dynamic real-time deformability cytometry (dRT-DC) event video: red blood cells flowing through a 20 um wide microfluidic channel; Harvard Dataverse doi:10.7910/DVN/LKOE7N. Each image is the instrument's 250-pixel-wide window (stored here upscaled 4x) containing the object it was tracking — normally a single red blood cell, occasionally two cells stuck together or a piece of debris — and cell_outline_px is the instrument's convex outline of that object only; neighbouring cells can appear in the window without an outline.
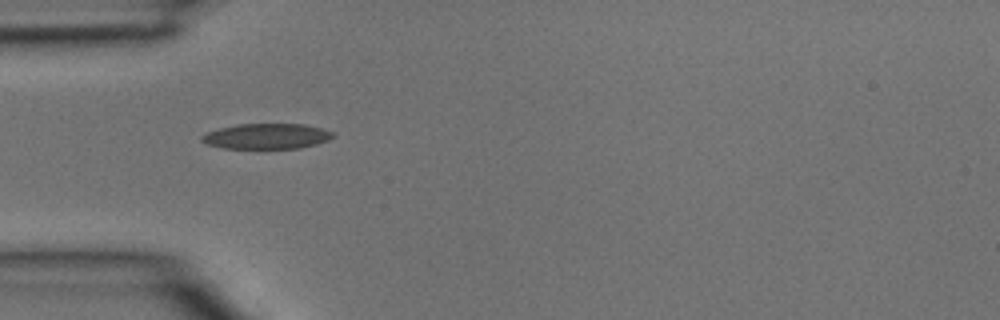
{"species": "common noctule bat (a hibernating species)", "species_latin": "Nyctalus noctula", "temperature_condition": "room temperature", "stored_images_in_passage": 2, "camera_frame_rate_fps": 3000, "um_per_image_px": 0.085, "animal": {"sex": "male", "body_mass_g": 15.6}, "frame": {"image": 1, "passage_image": 1, "time_ms": 0.0, "image_size_px": [1000, 320], "cell_outline_px": [[336, 136], [328, 140], [316, 144], [300, 148], [224, 148], [208, 144], [200, 140], [200, 136], [208, 132], [220, 128], [240, 124], [304, 124], [336, 132]], "centroid_in_image_um": [22.71, 11.58], "position_along_channel_um": 62.3, "area_um2": 19.36}}
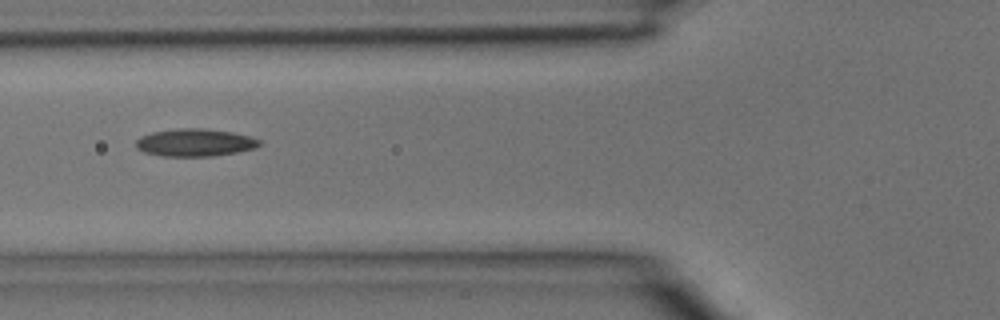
{"frame": {"image": 2, "passage_image": 2, "time_ms": 0.333, "image_size_px": [1000, 320], "cell_outline_px": [[264, 144], [256, 148], [236, 152], [212, 156], [164, 156], [144, 152], [136, 148], [136, 140], [140, 136], [152, 132], [176, 128], [204, 128], [232, 132], [248, 136], [260, 140]], "centroid_in_image_um": [16.57, 12.11], "position_along_channel_um": 109.2, "area_um2": 19.94}}